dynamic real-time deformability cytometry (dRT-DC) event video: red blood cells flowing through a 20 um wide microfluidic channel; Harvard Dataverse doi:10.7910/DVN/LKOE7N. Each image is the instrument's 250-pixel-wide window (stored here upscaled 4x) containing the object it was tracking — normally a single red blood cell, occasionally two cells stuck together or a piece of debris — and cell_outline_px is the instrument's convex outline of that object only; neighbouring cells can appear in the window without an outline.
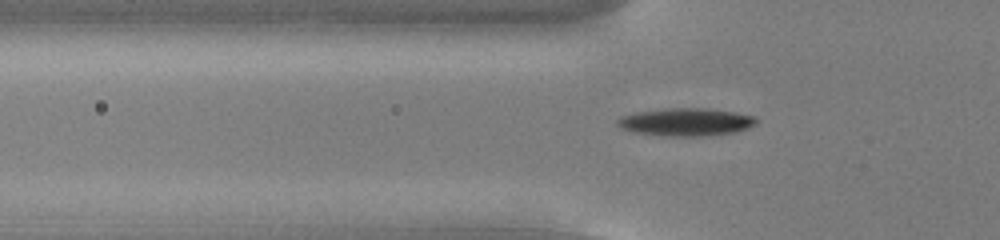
{"species": "common noctule bat (a hibernating species)", "species_latin": "Nyctalus noctula", "temperature_condition": "cold", "stored_images_in_passage": 42, "camera_frame_rate_fps": 3000, "um_per_image_px": 0.085, "animal": {"sex": "male", "body_mass_g": 13.0, "forearm_length_mm": 53.1}, "frame": {"image": 1, "passage_image": 6, "time_ms": 1.667, "image_size_px": [1000, 240], "cell_outline_px": [[756, 124], [748, 128], [736, 132], [704, 136], [664, 136], [636, 132], [620, 128], [616, 124], [616, 120], [620, 116], [636, 112], [668, 108], [708, 108], [736, 112], [756, 116]], "centroid_in_image_um": [58.31, 10.36], "position_along_channel_um": 67.5, "area_um2": 22.66}}
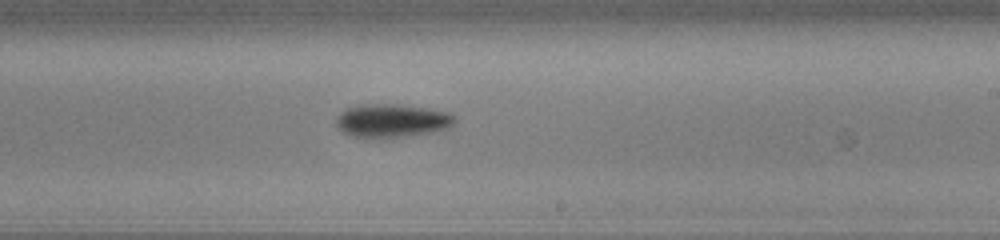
{"frame": {"image": 2, "passage_image": 21, "time_ms": 6.667, "image_size_px": [1000, 240], "cell_outline_px": [[452, 124], [448, 128], [428, 132], [404, 136], [372, 140], [352, 136], [344, 132], [336, 124], [336, 116], [344, 108], [364, 104], [400, 104], [428, 108], [448, 112], [452, 116]], "centroid_in_image_um": [33.22, 10.26], "position_along_channel_um": 255.8, "area_um2": 23.18}}
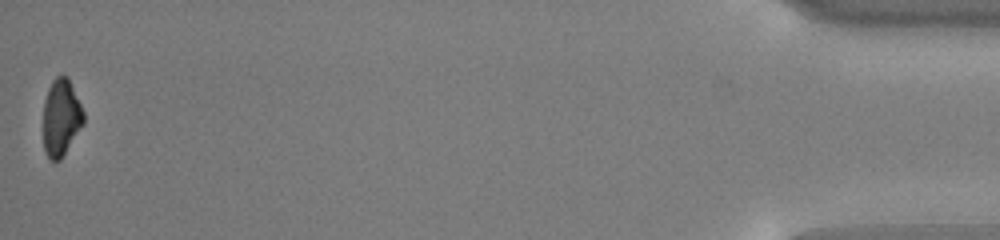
{"frame": {"image": 3, "passage_image": 42, "time_ms": 13.667, "image_size_px": [1000, 240], "cell_outline_px": [[84, 124], [60, 160], [52, 160], [48, 156], [44, 148], [44, 100], [48, 88], [52, 80], [56, 76], [68, 76], [84, 112]], "centroid_in_image_um": [5.21, 9.96], "position_along_channel_um": 430.0, "area_um2": 17.98}, "authors_computed_cell_mechanics": {"area_um2": 20.9814, "velocity_mm_per_s": 3.7954, "shape_relaxation_time_tau1_ms": 1.693, "shape_relaxation_time_tau2_ms": null, "deformation_change_tau1": 0.1293, "deformation_change_tau2": null}}